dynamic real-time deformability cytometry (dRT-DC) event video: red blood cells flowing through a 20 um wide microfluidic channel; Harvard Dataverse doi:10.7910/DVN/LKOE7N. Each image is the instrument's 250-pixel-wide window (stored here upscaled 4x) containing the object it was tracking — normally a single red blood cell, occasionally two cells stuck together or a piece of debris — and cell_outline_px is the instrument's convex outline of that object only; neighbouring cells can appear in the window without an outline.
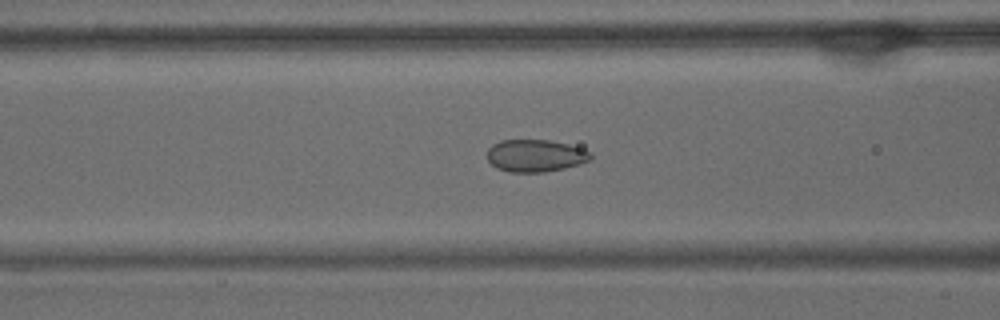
{"species": "common noctule bat (a hibernating species)", "species_latin": "Nyctalus noctula", "temperature_condition": "warm", "stored_images_in_passage": 55, "camera_frame_rate_fps": 3000, "um_per_image_px": 0.085, "animal": {"sex": "male", "body_mass_g": 15.6}, "frame": {"image": 1, "passage_image": 21, "time_ms": 6.667, "image_size_px": [1000, 320], "cell_outline_px": [[592, 160], [580, 164], [564, 168], [544, 172], [512, 172], [496, 168], [488, 160], [488, 148], [492, 144], [500, 140], [548, 140], [568, 144], [592, 152]], "centroid_in_image_um": [45.52, 13.23], "position_along_channel_um": 121.1, "area_um2": 19.54}}
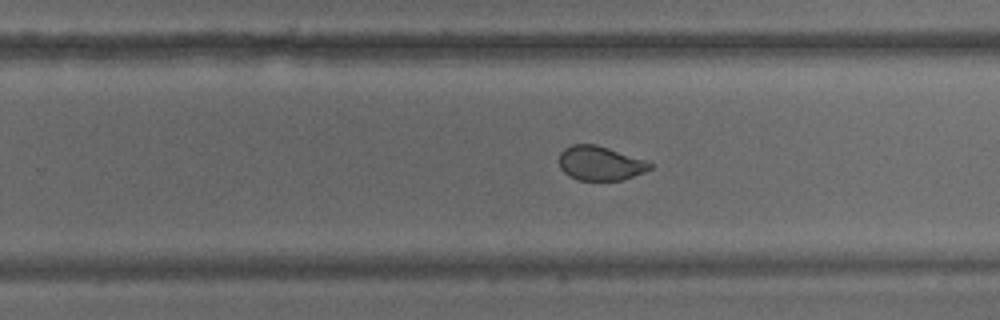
{"frame": {"image": 2, "passage_image": 34, "time_ms": 11.0, "image_size_px": [1000, 320], "cell_outline_px": [[652, 168], [644, 172], [620, 180], [576, 180], [568, 176], [560, 168], [560, 152], [564, 148], [572, 144], [596, 144], [644, 160], [652, 164]], "centroid_in_image_um": [50.97, 13.88], "position_along_channel_um": 278.8, "area_um2": 17.98}}
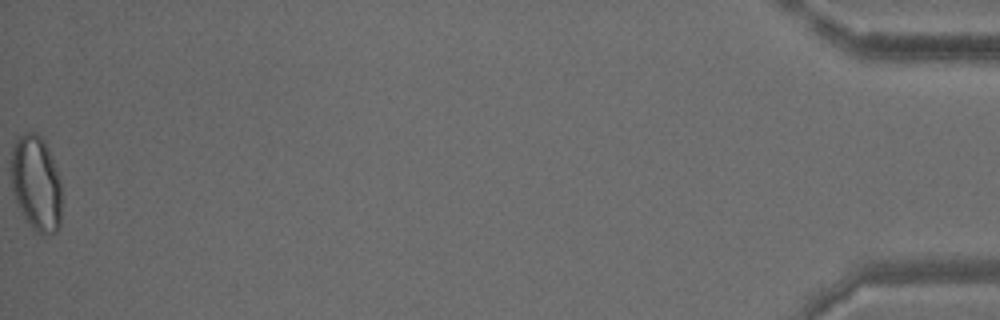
{"frame": {"image": 3, "passage_image": 55, "time_ms": 18.0, "image_size_px": [1000, 320], "cell_outline_px": [[60, 224], [56, 232], [44, 236], [32, 228], [24, 216], [16, 200], [12, 188], [12, 148], [16, 140], [24, 132], [32, 128], [44, 140], [60, 176]], "centroid_in_image_um": [3.09, 15.55], "position_along_channel_um": 432.1, "area_um2": 28.03}, "authors_computed_cell_mechanics": {"area_um2": 21.5594, "velocity_mm_per_s": 3.6415, "shape_relaxation_time_tau1_ms": 8.8666, "shape_relaxation_time_tau2_ms": 0.7181, "deformation_change_tau1": 0.1538, "deformation_change_tau2": 0.0564}}